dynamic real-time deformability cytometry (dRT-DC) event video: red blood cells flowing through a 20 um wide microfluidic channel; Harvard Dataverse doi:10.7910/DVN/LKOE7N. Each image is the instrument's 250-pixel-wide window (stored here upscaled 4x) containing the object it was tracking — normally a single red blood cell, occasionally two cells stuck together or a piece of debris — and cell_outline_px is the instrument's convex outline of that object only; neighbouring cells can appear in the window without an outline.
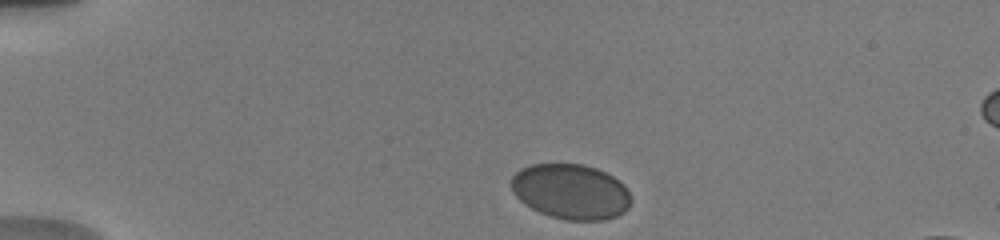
{"species": "human", "species_latin": "Homo sapiens", "temperature_condition": "warm", "stored_images_in_passage": 20, "camera_frame_rate_fps": 3000, "um_per_image_px": 0.085, "donor": {"sex": "male"}, "frame": {"image": 1, "passage_image": 2, "time_ms": 0.333, "image_size_px": [1000, 240], "cell_outline_px": [[632, 200], [628, 208], [624, 212], [616, 216], [604, 220], [568, 220], [552, 216], [540, 212], [524, 204], [512, 192], [512, 176], [520, 168], [532, 164], [584, 164], [596, 168], [612, 176], [624, 184]], "centroid_in_image_um": [48.52, 16.28], "position_along_channel_um": 36.5, "area_um2": 38.49}}
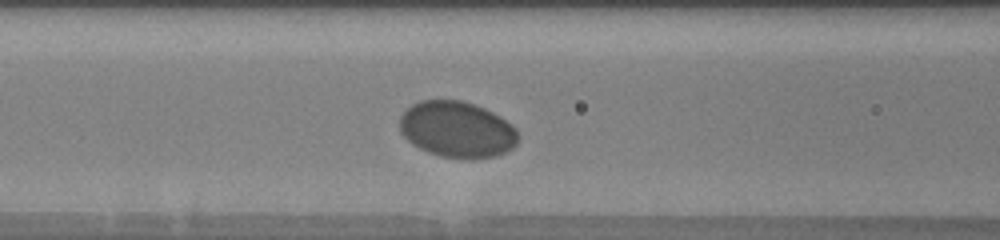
{"frame": {"image": 2, "passage_image": 11, "time_ms": 4.333, "image_size_px": [1000, 240], "cell_outline_px": [[516, 144], [512, 148], [496, 156], [468, 160], [464, 160], [440, 156], [428, 152], [412, 144], [400, 132], [400, 116], [412, 104], [420, 100], [460, 100], [484, 108], [500, 116], [512, 124], [516, 128]], "centroid_in_image_um": [38.84, 11.02], "position_along_channel_um": 127.8, "area_um2": 38.84}}
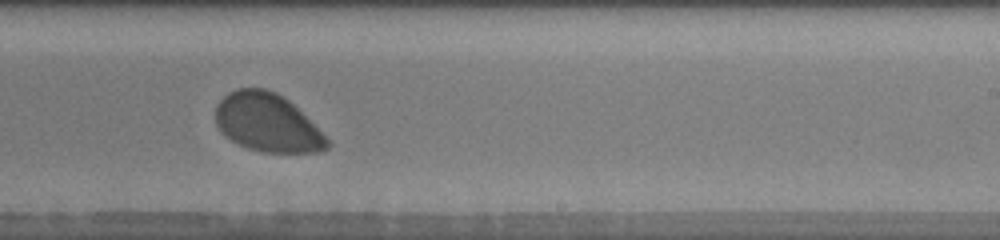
{"frame": {"image": 3, "passage_image": 19, "time_ms": 8.0, "image_size_px": [1000, 240], "cell_outline_px": [[332, 144], [328, 148], [320, 152], [260, 152], [248, 148], [224, 136], [220, 132], [216, 124], [216, 104], [228, 92], [236, 88], [268, 88], [276, 92], [288, 100]], "centroid_in_image_um": [22.68, 10.43], "position_along_channel_um": 266.3, "area_um2": 37.63}}